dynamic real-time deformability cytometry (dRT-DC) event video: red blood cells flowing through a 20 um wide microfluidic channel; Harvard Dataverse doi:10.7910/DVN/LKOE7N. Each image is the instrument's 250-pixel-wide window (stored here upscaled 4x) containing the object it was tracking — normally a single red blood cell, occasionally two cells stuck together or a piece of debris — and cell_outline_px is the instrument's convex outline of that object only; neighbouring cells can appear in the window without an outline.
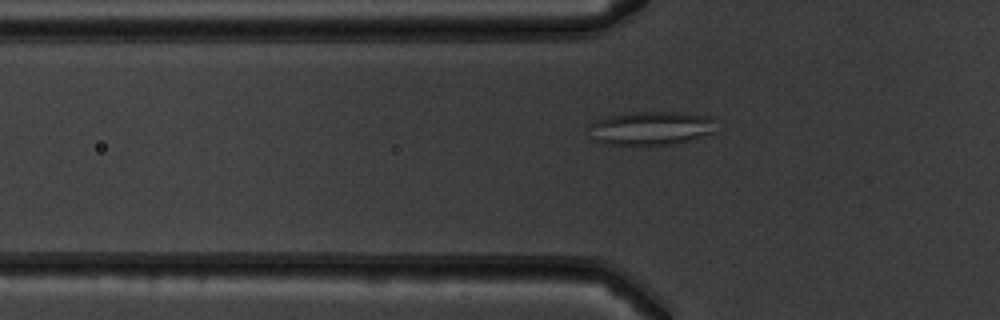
{"species": "common noctule bat (a hibernating species)", "species_latin": "Nyctalus noctula", "temperature_condition": "warm", "stored_images_in_passage": 32, "camera_frame_rate_fps": 3000, "um_per_image_px": 0.085, "animal": {"sex": "male", "body_mass_g": 19.5, "forearm_length_mm": 54.6}, "frame": {"image": 1, "passage_image": 4, "time_ms": 1.0, "image_size_px": [1000, 320], "cell_outline_px": [[716, 132], [688, 140], [668, 144], [608, 144], [596, 140], [588, 124], [612, 116], [632, 112], [676, 112], [708, 116], [712, 120]], "centroid_in_image_um": [55.37, 10.88], "position_along_channel_um": 70.4, "area_um2": 24.1}}
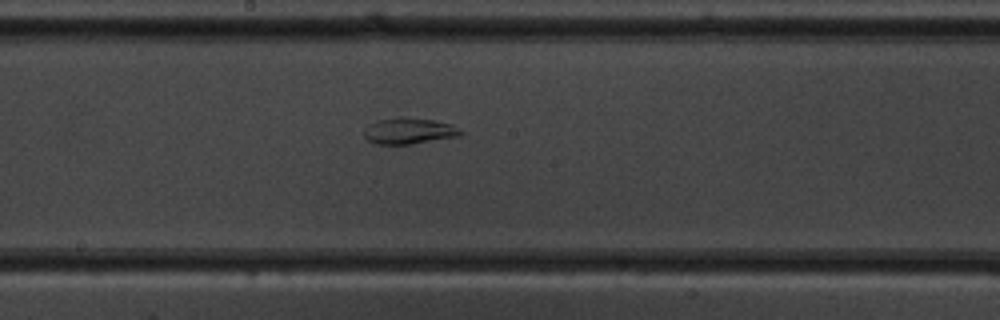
{"frame": {"image": 2, "passage_image": 15, "time_ms": 4.667, "image_size_px": [1000, 320], "cell_outline_px": [[464, 132], [460, 136], [412, 144], [376, 144], [368, 140], [364, 136], [364, 128], [368, 124], [376, 120], [400, 116], [432, 120], [452, 124]], "centroid_in_image_um": [34.74, 11.12], "position_along_channel_um": 213.5, "area_um2": 14.91}}
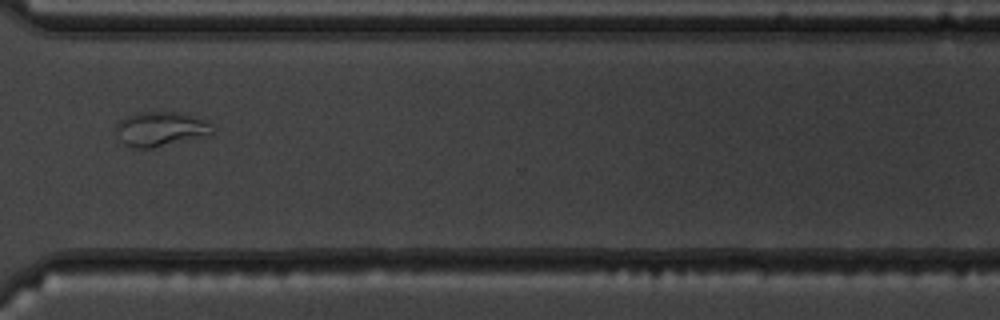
{"frame": {"image": 3, "passage_image": 26, "time_ms": 8.333, "image_size_px": [1000, 320], "cell_outline_px": [[212, 136], [152, 148], [136, 148], [124, 144], [120, 140], [116, 132], [116, 124], [124, 116], [136, 112], [172, 112], [204, 120], [208, 124], [212, 132]], "centroid_in_image_um": [13.6, 10.99], "position_along_channel_um": 357.0, "area_um2": 19.36}, "authors_computed_cell_mechanics": {"area_um2": 16.473, "velocity_mm_per_s": 3.9073, "shape_relaxation_time_tau1_ms": null, "shape_relaxation_time_tau2_ms": 1.7125, "deformation_change_tau1": null, "deformation_change_tau2": 0.063}}